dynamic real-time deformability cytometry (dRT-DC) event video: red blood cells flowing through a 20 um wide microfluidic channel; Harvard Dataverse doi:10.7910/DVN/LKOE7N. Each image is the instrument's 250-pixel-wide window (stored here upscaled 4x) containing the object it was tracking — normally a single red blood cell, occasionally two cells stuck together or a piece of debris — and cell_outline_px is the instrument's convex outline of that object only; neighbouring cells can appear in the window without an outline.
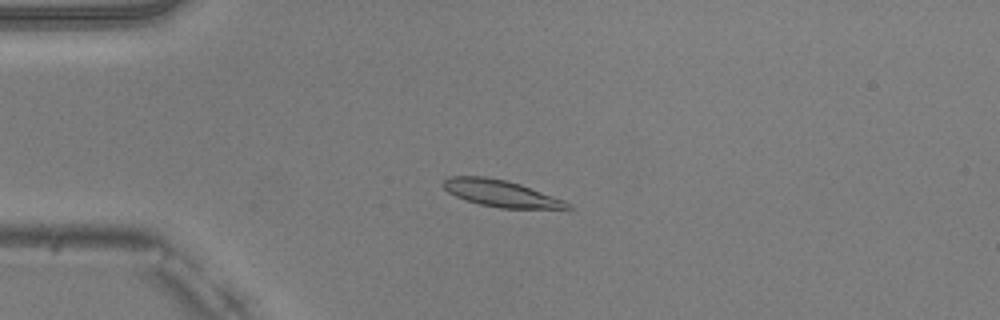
{"species": "common noctule bat (a hibernating species)", "species_latin": "Nyctalus noctula", "temperature_condition": "warm", "stored_images_in_passage": 45, "camera_frame_rate_fps": 3000, "um_per_image_px": 0.085, "animal": {"sex": "male", "body_mass_g": 20.5, "forearm_length_mm": 52.5}, "frame": {"image": 1, "passage_image": 13, "time_ms": 4.0, "image_size_px": [1000, 320], "cell_outline_px": [[572, 208], [500, 208], [480, 204], [456, 196], [448, 192], [440, 184], [448, 176], [484, 176], [504, 180], [520, 184], [564, 200], [572, 204]], "centroid_in_image_um": [42.54, 16.43], "position_along_channel_um": 42.5, "area_um2": 19.07}}
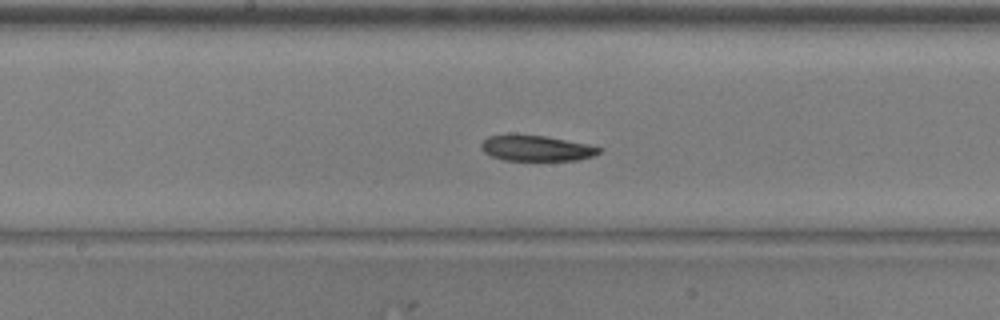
{"frame": {"image": 2, "passage_image": 27, "time_ms": 8.667, "image_size_px": [1000, 320], "cell_outline_px": [[604, 148], [600, 152], [592, 156], [576, 160], [504, 160], [492, 156], [484, 152], [480, 148], [480, 144], [488, 136], [544, 136], [588, 144]], "centroid_in_image_um": [45.62, 12.62], "position_along_channel_um": 202.6, "area_um2": 17.17}}
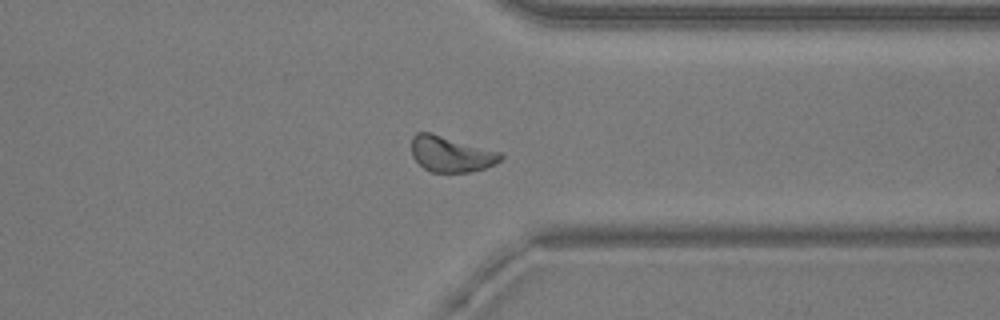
{"frame": {"image": 3, "passage_image": 40, "time_ms": 13.0, "image_size_px": [1000, 320], "cell_outline_px": [[504, 156], [496, 164], [484, 168], [468, 172], [432, 172], [424, 168], [412, 156], [412, 136], [416, 132], [428, 132], [500, 152]], "centroid_in_image_um": [38.32, 13.1], "position_along_channel_um": 373.1, "area_um2": 18.26}, "authors_computed_cell_mechanics": {"area_um2": 19.0162, "velocity_mm_per_s": 3.9845, "shape_relaxation_time_tau1_ms": 4.2602, "shape_relaxation_time_tau2_ms": 9.9857, "deformation_change_tau1": 0.0995, "deformation_change_tau2": 0.1956}}